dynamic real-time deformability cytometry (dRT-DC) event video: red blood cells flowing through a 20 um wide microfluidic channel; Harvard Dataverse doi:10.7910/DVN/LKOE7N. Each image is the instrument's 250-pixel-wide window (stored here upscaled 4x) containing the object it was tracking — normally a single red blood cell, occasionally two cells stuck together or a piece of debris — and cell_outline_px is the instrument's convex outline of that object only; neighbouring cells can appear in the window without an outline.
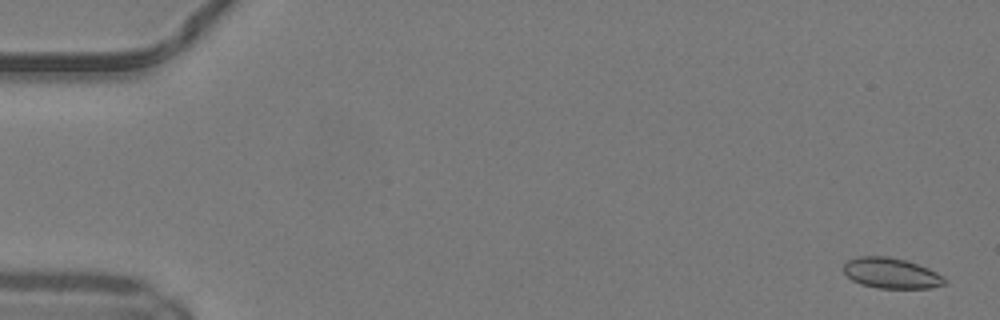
{"species": "common noctule bat (a hibernating species)", "species_latin": "Nyctalus noctula", "temperature_condition": "warm", "stored_images_in_passage": 8, "camera_frame_rate_fps": 3000, "um_per_image_px": 0.085, "animal": {"sex": "male", "body_mass_g": 19.2, "forearm_length_mm": 51.8}, "frame": {"image": 1, "passage_image": 2, "time_ms": 0.333, "image_size_px": [1000, 320], "cell_outline_px": [[948, 280], [944, 284], [928, 288], [876, 288], [860, 284], [852, 280], [844, 272], [844, 264], [848, 260], [856, 256], [888, 256], [904, 260], [928, 268], [936, 272]], "centroid_in_image_um": [75.73, 23.22], "position_along_channel_um": 9.3, "area_um2": 17.92}}